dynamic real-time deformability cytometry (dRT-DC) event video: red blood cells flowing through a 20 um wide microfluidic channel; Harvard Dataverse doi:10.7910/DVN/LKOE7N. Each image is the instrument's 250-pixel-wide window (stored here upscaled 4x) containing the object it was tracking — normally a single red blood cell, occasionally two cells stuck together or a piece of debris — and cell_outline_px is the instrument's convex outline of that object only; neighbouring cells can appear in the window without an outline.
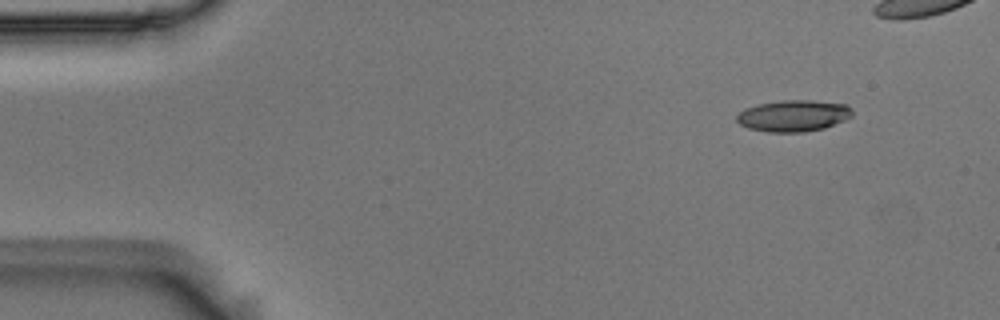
{"species": "Egyptian fruit bat (a non-hibernating species)", "species_latin": "Rousettus aegyptiacus", "temperature_condition": "room temperature", "stored_images_in_passage": 5, "camera_frame_rate_fps": 3000, "um_per_image_px": 0.085, "animal": {"sex": "male"}, "frame": {"image": 1, "passage_image": 1, "time_ms": 0.0, "image_size_px": [1000, 320], "cell_outline_px": [[852, 116], [844, 120], [824, 128], [804, 132], [768, 132], [748, 128], [740, 124], [736, 120], [736, 116], [744, 108], [756, 104], [780, 100], [808, 100], [848, 104], [852, 108]], "centroid_in_image_um": [67.43, 9.83], "position_along_channel_um": 17.6, "area_um2": 21.33}}